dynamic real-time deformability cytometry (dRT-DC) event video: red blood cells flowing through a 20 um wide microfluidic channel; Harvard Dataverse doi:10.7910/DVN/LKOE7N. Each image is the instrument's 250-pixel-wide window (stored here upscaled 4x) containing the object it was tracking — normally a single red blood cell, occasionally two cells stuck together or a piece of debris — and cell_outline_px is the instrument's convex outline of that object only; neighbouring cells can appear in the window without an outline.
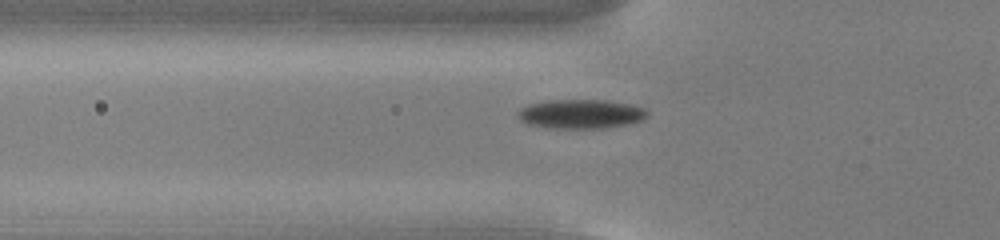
{"species": "common noctule bat (a hibernating species)", "species_latin": "Nyctalus noctula", "temperature_condition": "cold", "stored_images_in_passage": 39, "camera_frame_rate_fps": 3000, "um_per_image_px": 0.085, "animal": {"sex": "male", "body_mass_g": 13.0, "forearm_length_mm": 53.1}, "frame": {"image": 1, "passage_image": 3, "time_ms": 0.667, "image_size_px": [1000, 240], "cell_outline_px": [[648, 116], [644, 120], [628, 124], [604, 128], [548, 128], [524, 124], [516, 116], [516, 112], [520, 108], [528, 104], [548, 100], [604, 100], [632, 104], [644, 108], [648, 112]], "centroid_in_image_um": [49.34, 9.69], "position_along_channel_um": 76.5, "area_um2": 22.43}}
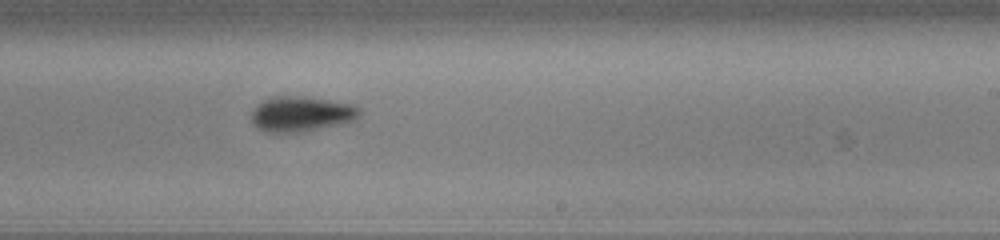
{"frame": {"image": 2, "passage_image": 18, "time_ms": 5.667, "image_size_px": [1000, 240], "cell_outline_px": [[360, 116], [352, 120], [304, 132], [264, 132], [256, 128], [252, 124], [252, 112], [256, 104], [264, 100], [276, 96], [300, 96], [356, 104], [360, 108]], "centroid_in_image_um": [25.57, 9.68], "position_along_channel_um": 263.4, "area_um2": 22.14}}
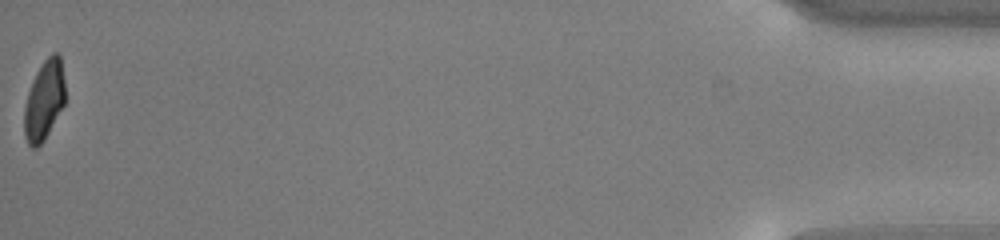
{"frame": {"image": 3, "passage_image": 39, "time_ms": 12.667, "image_size_px": [1000, 240], "cell_outline_px": [[64, 104], [44, 140], [36, 148], [32, 148], [28, 144], [24, 136], [24, 108], [28, 92], [32, 80], [36, 72], [44, 60], [52, 52], [56, 52], [60, 56], [64, 80]], "centroid_in_image_um": [3.74, 8.52], "position_along_channel_um": 431.5, "area_um2": 18.84}, "authors_computed_cell_mechanics": {"area_um2": 21.4438, "velocity_mm_per_s": 3.7387, "shape_relaxation_time_tau1_ms": 2.9592, "shape_relaxation_time_tau2_ms": 3.4164, "deformation_change_tau1": 0.1239, "deformation_change_tau2": 0.0813}}